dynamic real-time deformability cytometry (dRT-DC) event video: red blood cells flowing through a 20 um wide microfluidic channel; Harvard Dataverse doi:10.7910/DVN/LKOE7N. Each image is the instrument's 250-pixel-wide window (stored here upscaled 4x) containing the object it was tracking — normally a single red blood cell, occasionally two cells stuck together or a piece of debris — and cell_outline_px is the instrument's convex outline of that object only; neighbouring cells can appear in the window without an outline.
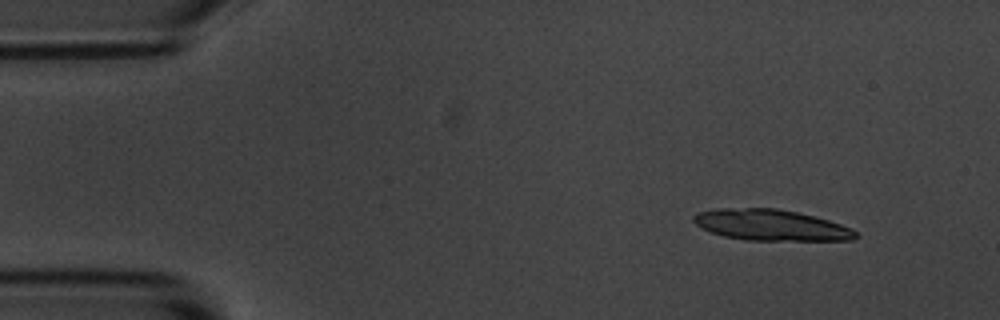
{"species": "common noctule bat (a hibernating species)", "species_latin": "Nyctalus noctula", "temperature_condition": "room temperature", "stored_images_in_passage": 8, "camera_frame_rate_fps": 3000, "um_per_image_px": 0.085, "animal": {"sex": "male", "body_mass_g": 20.1, "forearm_length_mm": 53.5}, "frame": {"image": 1, "passage_image": 1, "time_ms": 0.0, "image_size_px": [1000, 320], "cell_outline_px": [[856, 236], [852, 240], [744, 240], [724, 236], [712, 232], [696, 224], [692, 220], [692, 216], [696, 212], [716, 208], [776, 208], [796, 212], [828, 220], [852, 228], [856, 232]], "centroid_in_image_um": [65.48, 19.12], "position_along_channel_um": 19.5, "area_um2": 29.13}}
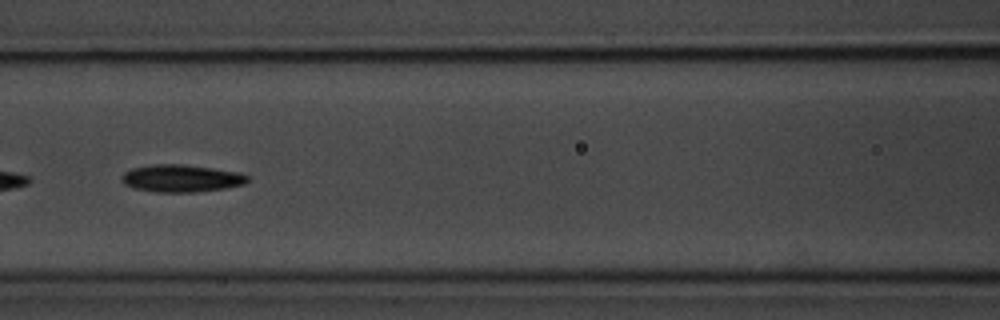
{"frame": {"image": 2, "passage_image": 6, "time_ms": 6.0, "image_size_px": [1000, 320], "cell_outline_px": [[248, 180], [244, 184], [224, 188], [196, 192], [156, 192], [136, 188], [124, 184], [120, 180], [120, 176], [124, 172], [132, 168], [152, 164], [180, 164], [212, 168], [240, 172], [248, 176]], "centroid_in_image_um": [15.38, 15.15], "position_along_channel_um": 151.2, "area_um2": 20.06}}
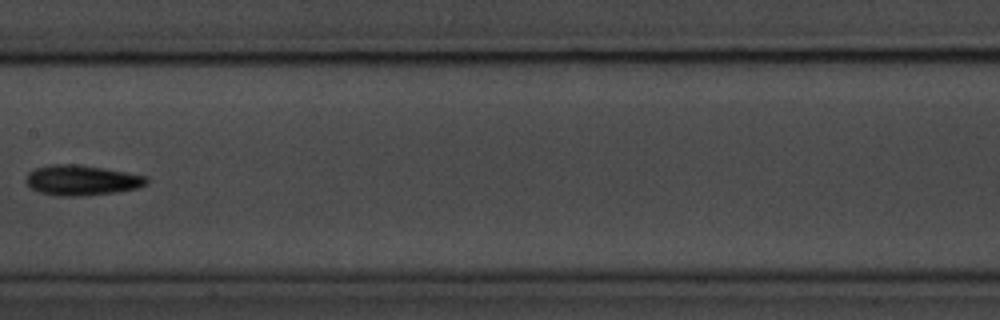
{"frame": {"image": 3, "passage_image": 7, "time_ms": 7.333, "image_size_px": [1000, 320], "cell_outline_px": [[148, 184], [136, 188], [116, 192], [84, 196], [56, 196], [40, 192], [32, 188], [24, 180], [28, 172], [36, 168], [48, 164], [80, 164], [104, 168], [148, 176]], "centroid_in_image_um": [6.94, 15.31], "position_along_channel_um": 200.5, "area_um2": 21.44}}